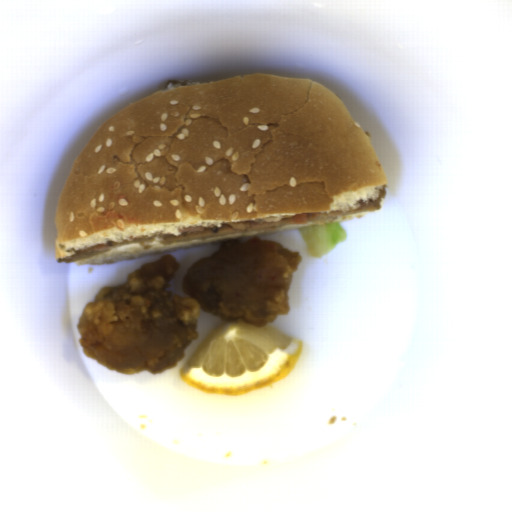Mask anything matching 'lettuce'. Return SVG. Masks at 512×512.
<instances>
[{"label": "lettuce", "instance_id": "9fb2a089", "mask_svg": "<svg viewBox=\"0 0 512 512\" xmlns=\"http://www.w3.org/2000/svg\"><path fill=\"white\" fill-rule=\"evenodd\" d=\"M307 244L310 256L321 257L347 239V232L339 222L298 228Z\"/></svg>", "mask_w": 512, "mask_h": 512}]
</instances>
